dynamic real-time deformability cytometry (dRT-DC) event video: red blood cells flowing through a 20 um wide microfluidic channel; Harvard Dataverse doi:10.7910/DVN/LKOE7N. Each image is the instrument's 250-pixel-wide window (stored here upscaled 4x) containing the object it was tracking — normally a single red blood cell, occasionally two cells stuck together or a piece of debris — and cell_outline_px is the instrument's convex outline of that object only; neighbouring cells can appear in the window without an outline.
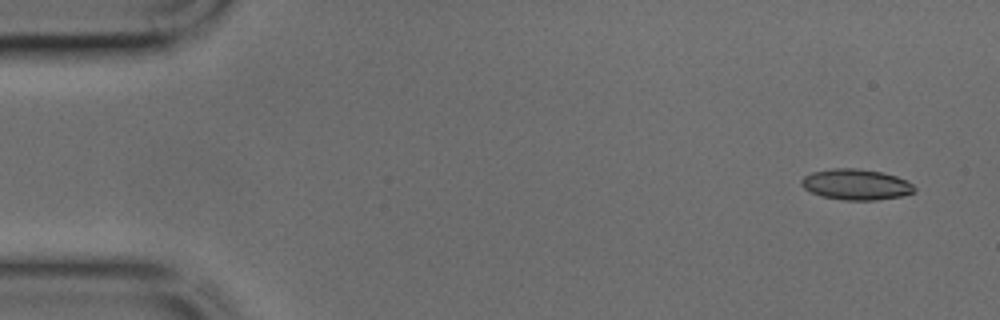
{"species": "common noctule bat (a hibernating species)", "species_latin": "Nyctalus noctula", "temperature_condition": "cold", "stored_images_in_passage": 43, "camera_frame_rate_fps": 3000, "um_per_image_px": 0.085, "animal": {"sex": "male", "body_mass_g": 17.9, "forearm_length_mm": 54.2}, "frame": {"image": 1, "passage_image": 1, "time_ms": 0.0, "image_size_px": [1000, 320], "cell_outline_px": [[916, 192], [900, 196], [876, 200], [844, 200], [820, 196], [804, 188], [800, 184], [800, 180], [804, 176], [812, 172], [832, 168], [856, 168], [880, 172], [896, 176], [912, 184], [916, 188]], "centroid_in_image_um": [72.74, 15.68], "position_along_channel_um": 12.3, "area_um2": 20.23}}
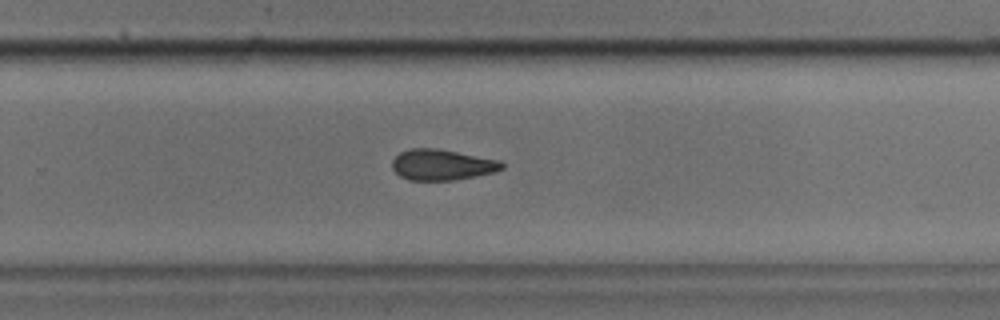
{"frame": {"image": 2, "passage_image": 27, "time_ms": 8.667, "image_size_px": [1000, 320], "cell_outline_px": [[504, 168], [496, 172], [452, 180], [408, 180], [400, 176], [392, 168], [392, 160], [400, 152], [412, 148], [436, 148], [500, 160], [504, 164]], "centroid_in_image_um": [37.57, 14.0], "position_along_channel_um": 292.2, "area_um2": 19.65}}
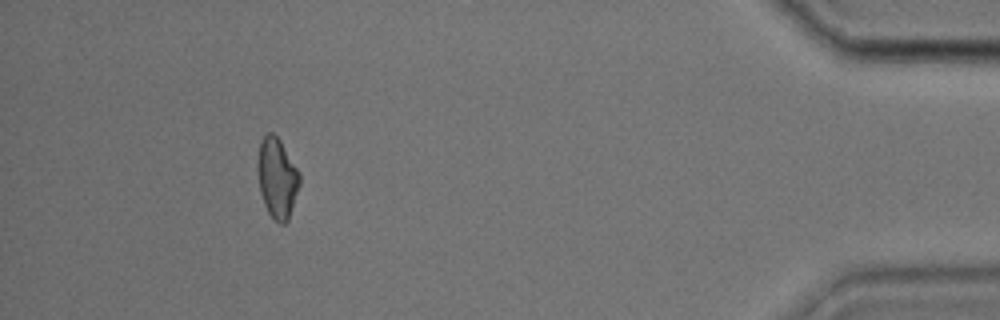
{"frame": {"image": 3, "passage_image": 39, "time_ms": 12.667, "image_size_px": [1000, 320], "cell_outline_px": [[300, 184], [288, 220], [284, 224], [280, 224], [272, 220], [264, 204], [260, 192], [256, 172], [256, 164], [260, 140], [268, 132], [272, 132], [280, 140], [300, 172]], "centroid_in_image_um": [23.53, 15.13], "position_along_channel_um": 411.7, "area_um2": 20.0}}